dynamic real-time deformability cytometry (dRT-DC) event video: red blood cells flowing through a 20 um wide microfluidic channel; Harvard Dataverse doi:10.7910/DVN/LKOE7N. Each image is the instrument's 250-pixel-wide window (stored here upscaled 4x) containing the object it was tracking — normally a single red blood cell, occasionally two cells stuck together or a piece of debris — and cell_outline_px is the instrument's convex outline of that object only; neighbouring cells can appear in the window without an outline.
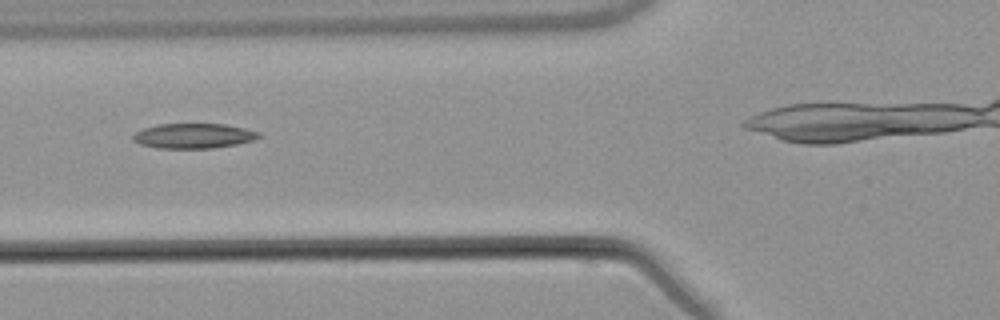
{"species": "common noctule bat (a hibernating species)", "species_latin": "Nyctalus noctula", "temperature_condition": "warm", "stored_images_in_passage": 4, "camera_frame_rate_fps": 3000, "um_per_image_px": 0.085, "animal": {"sex": "male", "body_mass_g": 21.5, "forearm_length_mm": 52.0}, "frame": {"image": 1, "passage_image": 2, "time_ms": 1.0, "image_size_px": [1000, 320], "cell_outline_px": [[260, 136], [252, 140], [236, 144], [212, 148], [160, 148], [140, 144], [132, 140], [132, 136], [136, 132], [144, 128], [156, 124], [224, 124], [244, 128], [260, 132]], "centroid_in_image_um": [16.43, 11.54], "position_along_channel_um": 109.4, "area_um2": 18.15}}